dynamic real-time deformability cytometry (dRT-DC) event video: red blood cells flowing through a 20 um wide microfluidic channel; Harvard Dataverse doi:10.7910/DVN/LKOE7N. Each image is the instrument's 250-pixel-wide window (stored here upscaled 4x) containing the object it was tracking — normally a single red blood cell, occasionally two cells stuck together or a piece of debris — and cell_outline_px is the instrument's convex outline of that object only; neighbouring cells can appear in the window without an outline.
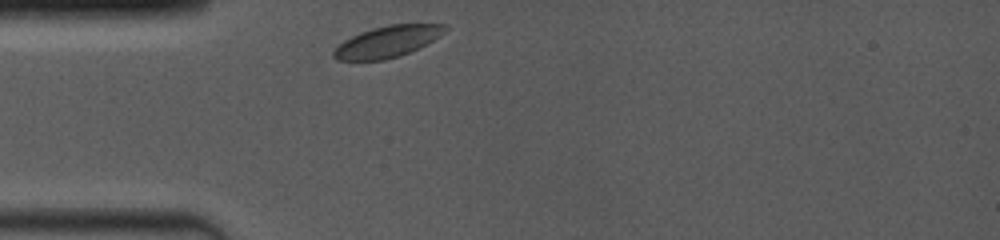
{"species": "common noctule bat (a hibernating species)", "species_latin": "Nyctalus noctula", "temperature_condition": "room temperature", "stored_images_in_passage": 10, "camera_frame_rate_fps": 4000, "um_per_image_px": 0.085, "animal": {"sex": "female", "body_mass_g": 19.0, "forearm_length_mm": 53.3}, "frame": {"image": 1, "passage_image": 1, "time_ms": 0.0, "image_size_px": [1000, 240], "cell_outline_px": [[448, 28], [440, 36], [420, 48], [400, 56], [384, 60], [336, 60], [332, 56], [332, 52], [344, 40], [360, 32], [372, 28], [388, 24], [448, 24]], "centroid_in_image_um": [32.95, 3.53], "position_along_channel_um": 52.0, "area_um2": 20.46}}
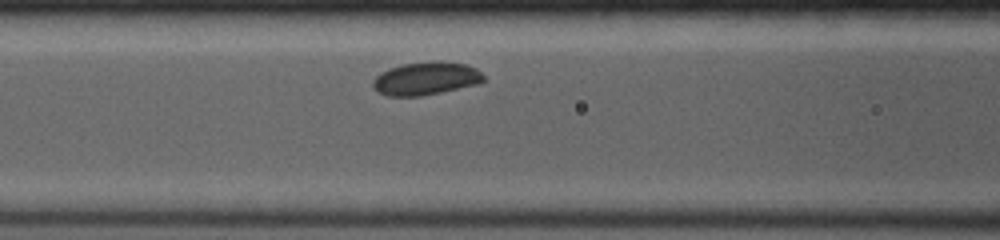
{"frame": {"image": 2, "passage_image": 7, "time_ms": 2.25, "image_size_px": [1000, 240], "cell_outline_px": [[484, 80], [480, 84], [420, 96], [388, 96], [372, 88], [372, 80], [380, 72], [388, 68], [404, 64], [436, 60], [440, 60], [468, 64], [476, 68], [484, 76]], "centroid_in_image_um": [36.21, 6.66], "position_along_channel_um": 130.4, "area_um2": 21.56}}
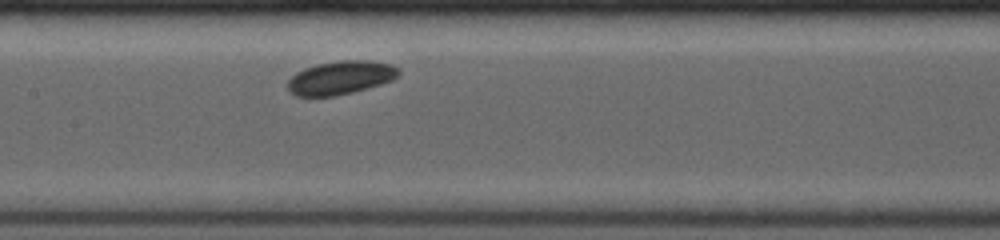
{"frame": {"image": 3, "passage_image": 10, "time_ms": 3.5, "image_size_px": [1000, 240], "cell_outline_px": [[400, 72], [392, 80], [380, 84], [352, 92], [336, 96], [296, 96], [288, 88], [288, 80], [296, 72], [304, 68], [316, 64], [340, 60], [368, 60], [392, 64], [400, 68]], "centroid_in_image_um": [28.95, 6.59], "position_along_channel_um": 178.4, "area_um2": 21.62}}